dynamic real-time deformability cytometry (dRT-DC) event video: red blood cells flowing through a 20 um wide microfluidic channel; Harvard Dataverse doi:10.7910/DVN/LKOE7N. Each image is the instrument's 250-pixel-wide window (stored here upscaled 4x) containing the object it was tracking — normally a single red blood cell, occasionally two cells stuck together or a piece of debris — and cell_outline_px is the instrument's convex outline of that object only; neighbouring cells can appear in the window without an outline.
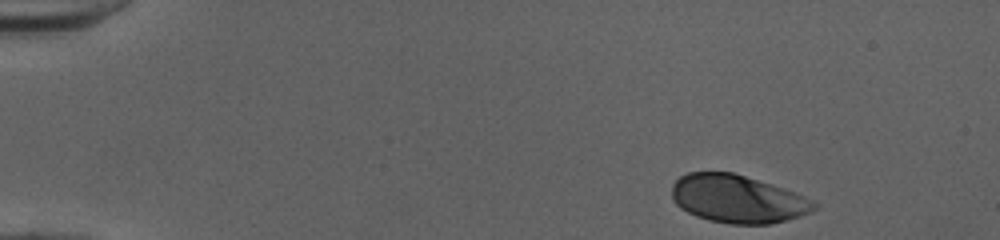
{"species": "human", "species_latin": "Homo sapiens", "temperature_condition": "cold", "stored_images_in_passage": 39, "camera_frame_rate_fps": 3000, "um_per_image_px": 0.085, "donor": {"sex": "female"}, "frame": {"image": 1, "passage_image": 1, "time_ms": 0.0, "image_size_px": [1000, 240], "cell_outline_px": [[816, 208], [812, 212], [800, 216], [768, 224], [732, 224], [708, 220], [696, 216], [680, 208], [672, 200], [672, 184], [680, 176], [688, 172], [732, 172], [772, 184], [804, 196], [812, 200], [816, 204]], "centroid_in_image_um": [62.66, 16.91], "position_along_channel_um": 22.3, "area_um2": 39.65}}
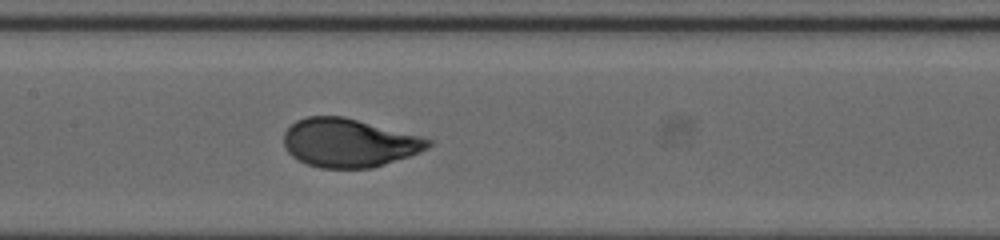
{"frame": {"image": 2, "passage_image": 21, "time_ms": 6.667, "image_size_px": [1000, 240], "cell_outline_px": [[432, 144], [428, 148], [420, 152], [372, 168], [320, 168], [308, 164], [292, 156], [284, 148], [284, 132], [296, 120], [308, 116], [344, 116], [420, 136], [432, 140]], "centroid_in_image_um": [29.65, 12.14], "position_along_channel_um": 177.8, "area_um2": 40.69}}
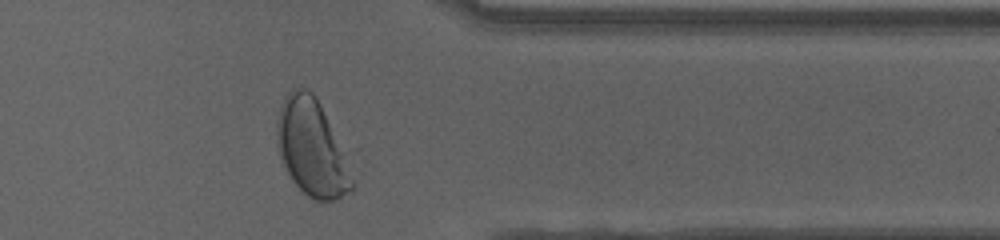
{"frame": {"image": 3, "passage_image": 37, "time_ms": 12.0, "image_size_px": [1000, 240], "cell_outline_px": [[356, 184], [352, 192], [336, 200], [312, 200], [292, 180], [280, 156], [276, 144], [276, 120], [280, 104], [284, 96], [292, 88], [304, 88], [312, 92], [316, 96], [348, 152]], "centroid_in_image_um": [26.57, 12.56], "position_along_channel_um": 384.8, "area_um2": 43.75}, "authors_computed_cell_mechanics": {"area_um2": 40.9802, "velocity_mm_per_s": 3.9883, "shape_relaxation_time_tau1_ms": 2.9696, "shape_relaxation_time_tau2_ms": null, "deformation_change_tau1": 0.1745, "deformation_change_tau2": null}}